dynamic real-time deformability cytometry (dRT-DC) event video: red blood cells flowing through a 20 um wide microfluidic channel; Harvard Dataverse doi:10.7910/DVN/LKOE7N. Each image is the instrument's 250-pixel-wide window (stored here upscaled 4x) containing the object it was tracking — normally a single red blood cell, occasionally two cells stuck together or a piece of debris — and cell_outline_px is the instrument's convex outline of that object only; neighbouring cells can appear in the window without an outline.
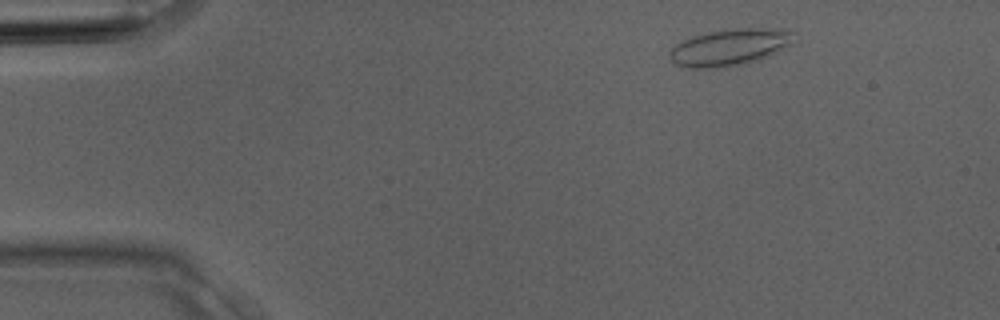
{"species": "Egyptian fruit bat (a non-hibernating species)", "species_latin": "Rousettus aegyptiacus", "temperature_condition": "room temperature", "stored_images_in_passage": 3, "camera_frame_rate_fps": 3000, "um_per_image_px": 0.085, "animal": {"sex": "male"}, "frame": {"image": 1, "passage_image": 1, "time_ms": 0.0, "image_size_px": [1000, 320], "cell_outline_px": [[796, 44], [760, 60], [724, 68], [688, 68], [676, 64], [668, 56], [668, 52], [676, 44], [692, 36], [708, 32], [736, 28], [780, 28], [796, 32]], "centroid_in_image_um": [62.12, 4.01], "position_along_channel_um": 22.9, "area_um2": 27.28}}